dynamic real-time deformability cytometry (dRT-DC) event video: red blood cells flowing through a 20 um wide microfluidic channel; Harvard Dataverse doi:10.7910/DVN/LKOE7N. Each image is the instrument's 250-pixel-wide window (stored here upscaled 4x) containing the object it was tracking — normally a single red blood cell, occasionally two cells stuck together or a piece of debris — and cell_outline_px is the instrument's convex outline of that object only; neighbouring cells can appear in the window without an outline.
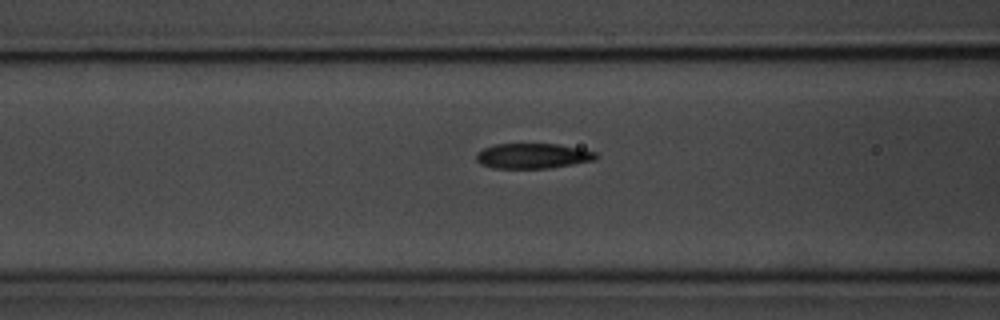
{"species": "common noctule bat (a hibernating species)", "species_latin": "Nyctalus noctula", "temperature_condition": "room temperature", "stored_images_in_passage": 17, "camera_frame_rate_fps": 3000, "um_per_image_px": 0.085, "animal": {"sex": "male", "body_mass_g": 20.1, "forearm_length_mm": 53.5}, "frame": {"image": 1, "passage_image": 15, "time_ms": 4.667, "image_size_px": [1000, 320], "cell_outline_px": [[596, 156], [592, 160], [572, 164], [548, 168], [492, 168], [480, 164], [476, 160], [476, 152], [484, 148], [496, 144], [556, 144], [596, 152]], "centroid_in_image_um": [45.19, 13.25], "position_along_channel_um": 121.4, "area_um2": 17.28}}